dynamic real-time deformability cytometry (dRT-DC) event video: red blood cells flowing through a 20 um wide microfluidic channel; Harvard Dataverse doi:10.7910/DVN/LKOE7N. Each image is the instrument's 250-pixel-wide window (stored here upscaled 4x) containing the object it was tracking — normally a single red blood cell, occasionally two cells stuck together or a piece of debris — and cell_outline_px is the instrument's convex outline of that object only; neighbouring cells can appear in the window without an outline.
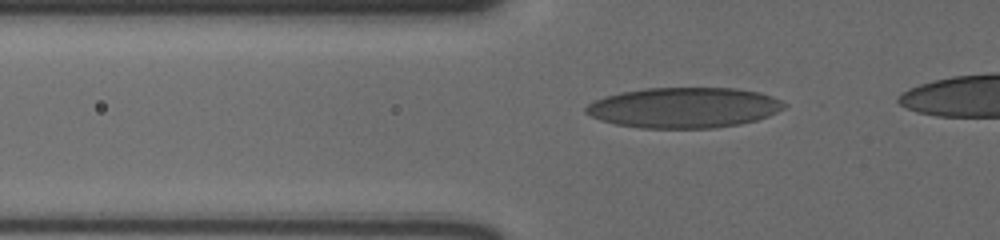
{"species": "human", "species_latin": "Homo sapiens", "temperature_condition": "cold", "stored_images_in_passage": 36, "camera_frame_rate_fps": 3000, "um_per_image_px": 0.085, "donor": {"sex": "male"}, "frame": {"image": 1, "passage_image": 4, "time_ms": 1.0, "image_size_px": [1000, 240], "cell_outline_px": [[788, 104], [784, 108], [768, 116], [756, 120], [740, 124], [716, 128], [640, 128], [616, 124], [600, 120], [584, 112], [584, 108], [588, 104], [604, 96], [620, 92], [644, 88], [736, 88], [760, 92], [772, 96]], "centroid_in_image_um": [58.14, 9.15], "position_along_channel_um": 67.7, "area_um2": 46.93}}
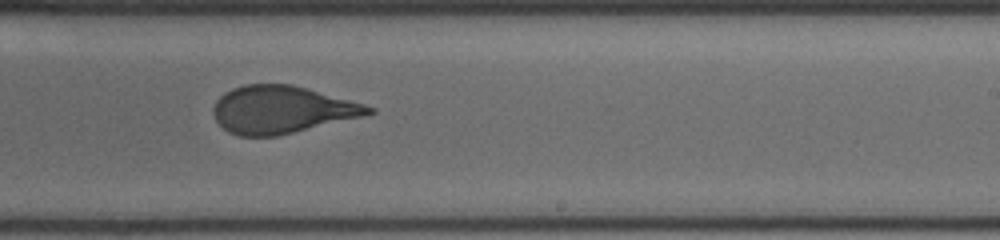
{"frame": {"image": 2, "passage_image": 21, "time_ms": 6.667, "image_size_px": [1000, 240], "cell_outline_px": [[376, 112], [360, 116], [276, 136], [240, 136], [228, 132], [216, 120], [212, 112], [212, 108], [216, 100], [224, 92], [232, 88], [244, 84], [292, 84], [308, 88], [364, 104], [376, 108]], "centroid_in_image_um": [23.89, 9.3], "position_along_channel_um": 265.1, "area_um2": 42.6}}
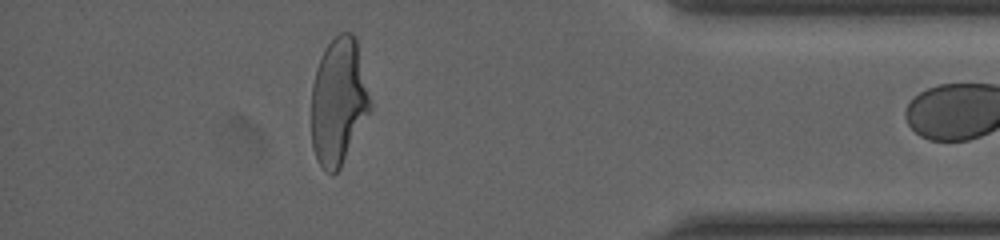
{"frame": {"image": 3, "passage_image": 35, "time_ms": 11.333, "image_size_px": [1000, 240], "cell_outline_px": [[372, 108], [340, 168], [332, 176], [320, 164], [312, 148], [312, 84], [316, 68], [324, 48], [340, 32], [352, 32], [356, 36], [372, 104]], "centroid_in_image_um": [28.79, 8.59], "position_along_channel_um": 406.4, "area_um2": 43.58}}